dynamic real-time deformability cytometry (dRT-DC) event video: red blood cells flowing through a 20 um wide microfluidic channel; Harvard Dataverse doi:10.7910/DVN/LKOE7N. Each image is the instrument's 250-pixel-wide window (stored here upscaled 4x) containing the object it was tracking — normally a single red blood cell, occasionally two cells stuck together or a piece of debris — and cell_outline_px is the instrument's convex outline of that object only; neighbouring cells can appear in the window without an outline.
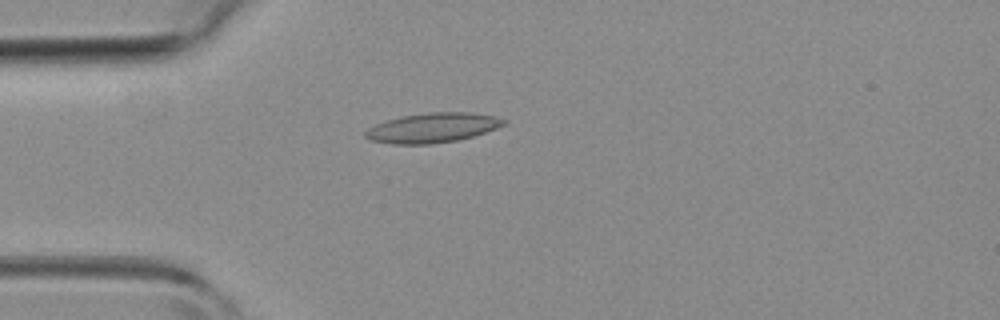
{"species": "common noctule bat (a hibernating species)", "species_latin": "Nyctalus noctula", "temperature_condition": "room temperature", "stored_images_in_passage": 3, "camera_frame_rate_fps": 3000, "um_per_image_px": 0.085, "animal": {"sex": "female", "body_mass_g": 19.3, "forearm_length_mm": 54.1}, "frame": {"image": 1, "passage_image": 3, "time_ms": 2.333, "image_size_px": [1000, 320], "cell_outline_px": [[508, 120], [504, 124], [496, 128], [472, 136], [456, 140], [432, 144], [392, 144], [372, 140], [364, 136], [364, 132], [368, 128], [376, 124], [388, 120], [404, 116], [428, 112], [468, 112], [496, 116]], "centroid_in_image_um": [36.77, 10.86], "position_along_channel_um": 48.2, "area_um2": 23.7}}